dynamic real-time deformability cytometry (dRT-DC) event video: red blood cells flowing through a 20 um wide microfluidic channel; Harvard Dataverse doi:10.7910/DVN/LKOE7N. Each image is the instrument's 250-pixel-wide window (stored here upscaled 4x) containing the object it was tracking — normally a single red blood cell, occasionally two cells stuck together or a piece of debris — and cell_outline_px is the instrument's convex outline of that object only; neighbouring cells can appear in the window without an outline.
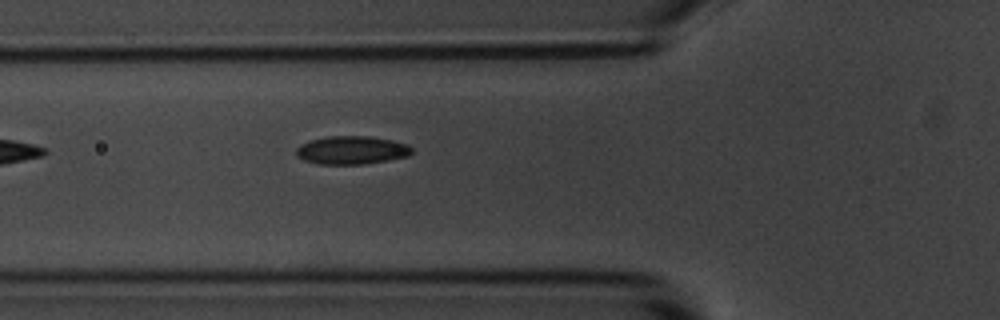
{"species": "common noctule bat (a hibernating species)", "species_latin": "Nyctalus noctula", "temperature_condition": "room temperature", "stored_images_in_passage": 5, "camera_frame_rate_fps": 3000, "um_per_image_px": 0.085, "animal": {"sex": "male", "body_mass_g": 20.1, "forearm_length_mm": 53.5}, "frame": {"image": 1, "passage_image": 5, "time_ms": 5.333, "image_size_px": [1000, 320], "cell_outline_px": [[412, 152], [408, 156], [388, 160], [364, 164], [316, 164], [304, 160], [296, 156], [296, 148], [300, 144], [312, 140], [328, 136], [368, 136], [392, 140], [408, 144], [412, 148]], "centroid_in_image_um": [29.88, 12.76], "position_along_channel_um": 95.9, "area_um2": 19.07}}